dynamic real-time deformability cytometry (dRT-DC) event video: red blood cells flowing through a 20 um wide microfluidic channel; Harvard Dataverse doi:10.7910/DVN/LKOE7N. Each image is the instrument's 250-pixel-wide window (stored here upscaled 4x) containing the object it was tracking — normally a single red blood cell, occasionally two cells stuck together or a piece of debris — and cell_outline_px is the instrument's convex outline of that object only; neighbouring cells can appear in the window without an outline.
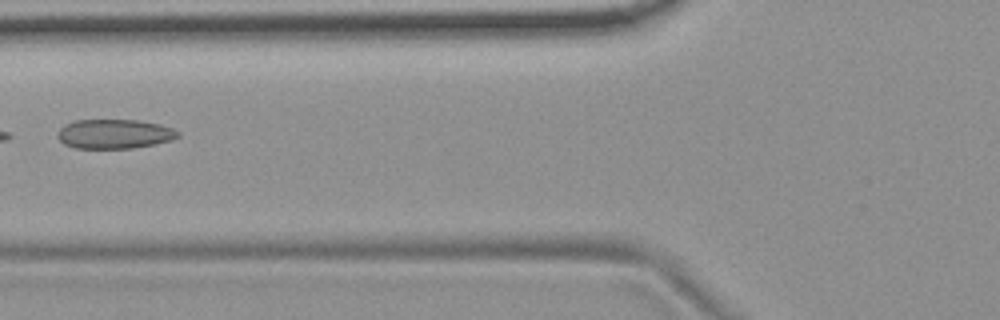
{"species": "common noctule bat (a hibernating species)", "species_latin": "Nyctalus noctula", "temperature_condition": "room temperature", "stored_images_in_passage": 6, "camera_frame_rate_fps": 3000, "um_per_image_px": 0.085, "animal": {"sex": "female", "body_mass_g": 19.9}, "frame": {"image": 1, "passage_image": 6, "time_ms": 1.667, "image_size_px": [1000, 320], "cell_outline_px": [[180, 136], [172, 140], [156, 144], [132, 148], [76, 148], [64, 144], [56, 136], [56, 132], [60, 128], [76, 120], [140, 120], [160, 124], [172, 128], [180, 132]], "centroid_in_image_um": [9.75, 11.38], "position_along_channel_um": 116.1, "area_um2": 20.69}}